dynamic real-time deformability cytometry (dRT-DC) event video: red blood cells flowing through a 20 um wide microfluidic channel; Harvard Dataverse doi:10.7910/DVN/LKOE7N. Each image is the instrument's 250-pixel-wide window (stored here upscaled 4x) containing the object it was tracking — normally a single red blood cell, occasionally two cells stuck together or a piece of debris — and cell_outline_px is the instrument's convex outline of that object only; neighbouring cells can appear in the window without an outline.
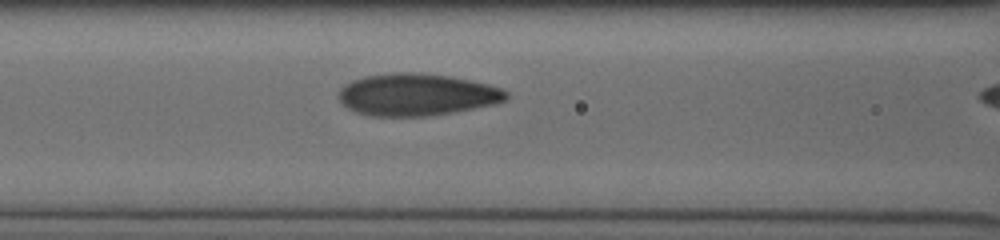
{"species": "human", "species_latin": "Homo sapiens", "temperature_condition": "cold", "stored_images_in_passage": 8, "segment_of_instrument_passage": [1, 2], "camera_frame_rate_fps": 3000, "um_per_image_px": 0.085, "donor": {"sex": "male"}, "frame": {"image": 1, "passage_image": 7, "time_ms": 2.0, "image_size_px": [1000, 240], "cell_outline_px": [[508, 96], [504, 100], [496, 104], [452, 112], [424, 116], [372, 116], [356, 112], [348, 108], [340, 100], [340, 88], [344, 84], [352, 80], [364, 76], [392, 72], [416, 72], [448, 76], [488, 84], [500, 88], [508, 92]], "centroid_in_image_um": [35.41, 8.03], "position_along_channel_um": 131.2, "area_um2": 40.92}}